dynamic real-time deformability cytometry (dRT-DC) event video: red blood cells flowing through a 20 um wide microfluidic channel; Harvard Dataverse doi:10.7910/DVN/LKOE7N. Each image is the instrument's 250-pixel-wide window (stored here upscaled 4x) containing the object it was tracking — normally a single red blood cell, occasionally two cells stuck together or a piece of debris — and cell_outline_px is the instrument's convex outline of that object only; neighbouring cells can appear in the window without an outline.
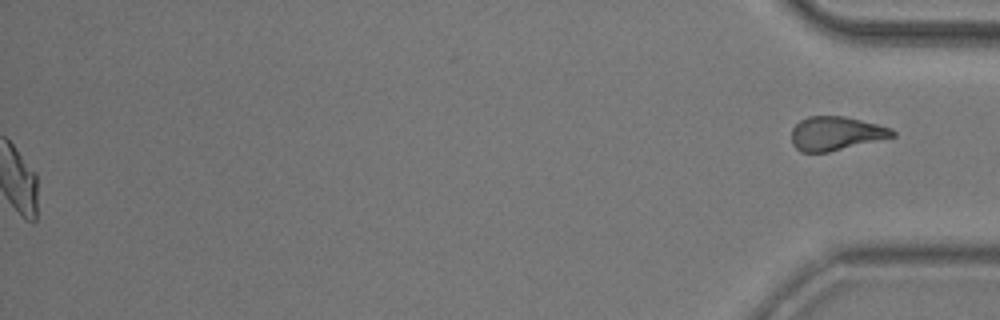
{"species": "common noctule bat (a hibernating species)", "species_latin": "Nyctalus noctula", "temperature_condition": "room temperature", "stored_images_in_passage": 41, "segment_of_instrument_passage": [2, 2], "camera_frame_rate_fps": 3000, "um_per_image_px": 0.085, "animal": {"sex": "male", "body_mass_g": 20.5, "forearm_length_mm": 52.5}, "frame": {"image": 1, "passage_image": 41, "time_ms": 13.333, "image_size_px": [1000, 320], "cell_outline_px": [[896, 136], [828, 152], [800, 152], [792, 144], [792, 128], [800, 120], [808, 116], [844, 116], [892, 128], [896, 132]], "centroid_in_image_um": [71.04, 11.34], "position_along_channel_um": 364.2, "area_um2": 19.83}}